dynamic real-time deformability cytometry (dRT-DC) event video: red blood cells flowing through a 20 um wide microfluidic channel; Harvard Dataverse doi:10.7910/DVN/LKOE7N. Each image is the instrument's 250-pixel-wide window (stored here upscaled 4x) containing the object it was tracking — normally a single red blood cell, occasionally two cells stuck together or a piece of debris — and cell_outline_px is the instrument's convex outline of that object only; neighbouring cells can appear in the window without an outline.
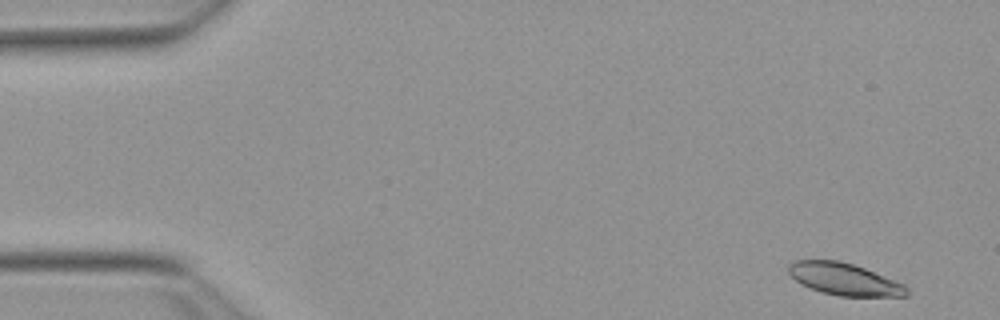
{"species": "Egyptian fruit bat (a non-hibernating species)", "species_latin": "Rousettus aegyptiacus", "temperature_condition": "warm", "stored_images_in_passage": 52, "camera_frame_rate_fps": 3000, "um_per_image_px": 0.085, "animal": {"sex": "female"}, "frame": {"image": 1, "passage_image": 2, "time_ms": 0.333, "image_size_px": [1000, 320], "cell_outline_px": [[908, 296], [840, 296], [820, 292], [796, 280], [788, 272], [788, 264], [792, 260], [836, 260], [852, 264], [864, 268], [904, 284], [908, 288]], "centroid_in_image_um": [71.76, 23.72], "position_along_channel_um": 13.2, "area_um2": 21.85}}
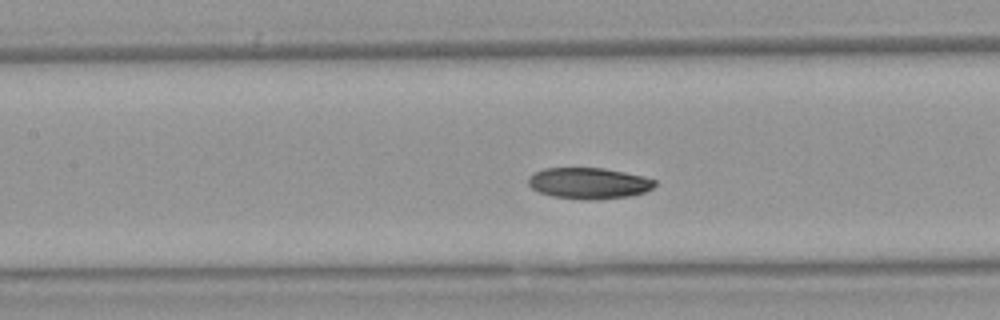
{"frame": {"image": 2, "passage_image": 23, "time_ms": 7.333, "image_size_px": [1000, 320], "cell_outline_px": [[656, 184], [652, 188], [644, 192], [628, 196], [596, 200], [580, 200], [552, 196], [540, 192], [532, 188], [528, 184], [528, 176], [544, 168], [604, 168], [644, 176], [656, 180]], "centroid_in_image_um": [50.05, 15.58], "position_along_channel_um": 157.4, "area_um2": 23.06}}
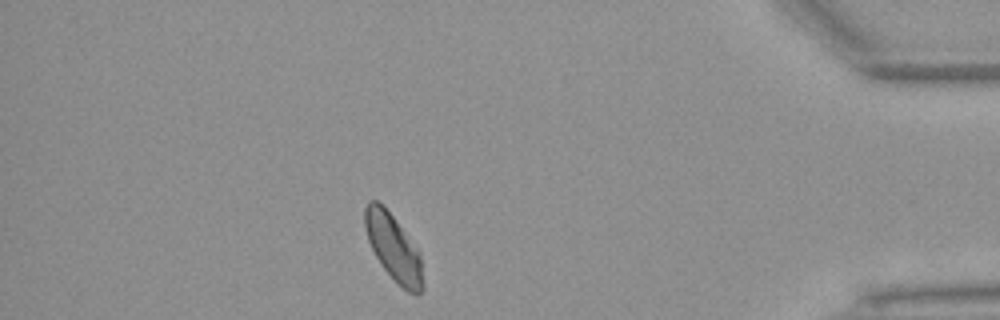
{"frame": {"image": 3, "passage_image": 46, "time_ms": 15.0, "image_size_px": [1000, 320], "cell_outline_px": [[424, 288], [416, 296], [408, 292], [384, 268], [376, 256], [368, 240], [364, 228], [364, 208], [368, 200], [376, 200], [392, 216], [420, 252], [424, 284]], "centroid_in_image_um": [33.45, 21.06], "position_along_channel_um": 401.7, "area_um2": 22.08}, "authors_computed_cell_mechanics": {"area_um2": 23.0044, "velocity_mm_per_s": 3.7824, "shape_relaxation_time_tau1_ms": 3.5477, "shape_relaxation_time_tau2_ms": 5.3933, "deformation_change_tau1": 0.1099, "deformation_change_tau2": 0.095}}